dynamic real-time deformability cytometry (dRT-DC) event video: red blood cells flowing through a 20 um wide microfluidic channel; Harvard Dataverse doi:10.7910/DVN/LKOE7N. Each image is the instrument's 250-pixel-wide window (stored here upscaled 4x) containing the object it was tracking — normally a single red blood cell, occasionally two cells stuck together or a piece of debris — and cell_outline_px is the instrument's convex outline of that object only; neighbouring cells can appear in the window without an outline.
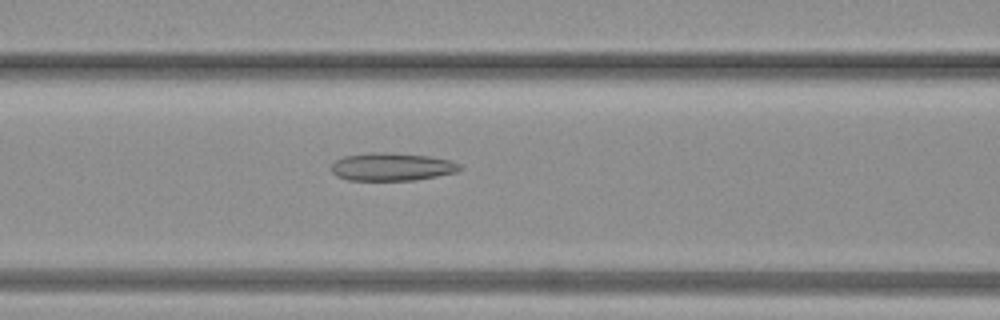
{"species": "common noctule bat (a hibernating species)", "species_latin": "Nyctalus noctula", "temperature_condition": "warm", "stored_images_in_passage": 38, "camera_frame_rate_fps": 3000, "um_per_image_px": 0.085, "animal": {"sex": "female", "body_mass_g": 19.3, "forearm_length_mm": 54.1}, "frame": {"image": 1, "passage_image": 16, "time_ms": 5.0, "image_size_px": [1000, 320], "cell_outline_px": [[464, 168], [456, 172], [416, 180], [348, 180], [336, 176], [332, 172], [332, 164], [336, 160], [344, 156], [372, 152], [384, 152], [428, 156], [448, 160], [460, 164]], "centroid_in_image_um": [33.3, 14.18], "position_along_channel_um": 133.3, "area_um2": 20.81}}
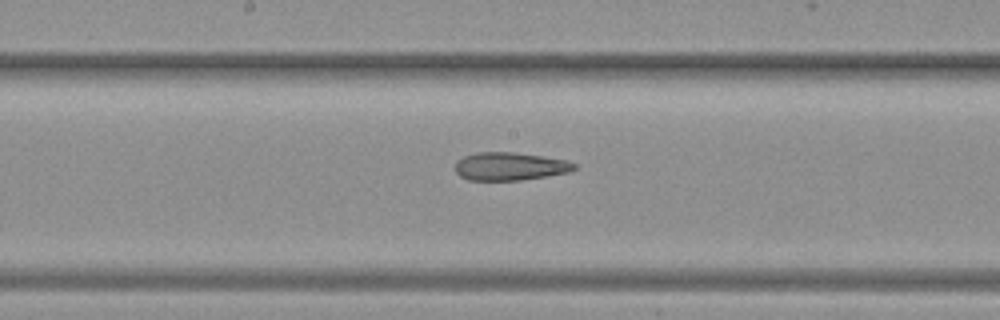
{"frame": {"image": 2, "passage_image": 20, "time_ms": 6.333, "image_size_px": [1000, 320], "cell_outline_px": [[576, 168], [568, 172], [520, 180], [468, 180], [460, 176], [456, 172], [456, 160], [464, 156], [476, 152], [512, 152], [544, 156], [568, 160], [576, 164]], "centroid_in_image_um": [43.33, 14.13], "position_along_channel_um": 204.9, "area_um2": 19.42}}
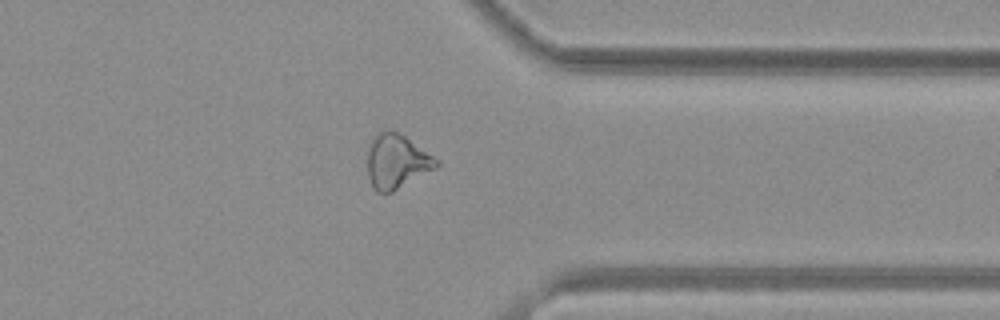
{"frame": {"image": 3, "passage_image": 30, "time_ms": 9.667, "image_size_px": [1000, 320], "cell_outline_px": [[440, 164], [436, 168], [392, 192], [376, 192], [372, 188], [368, 176], [368, 152], [372, 140], [380, 132], [388, 128], [392, 128], [440, 160]], "centroid_in_image_um": [33.72, 13.72], "position_along_channel_um": 377.7, "area_um2": 21.73}}